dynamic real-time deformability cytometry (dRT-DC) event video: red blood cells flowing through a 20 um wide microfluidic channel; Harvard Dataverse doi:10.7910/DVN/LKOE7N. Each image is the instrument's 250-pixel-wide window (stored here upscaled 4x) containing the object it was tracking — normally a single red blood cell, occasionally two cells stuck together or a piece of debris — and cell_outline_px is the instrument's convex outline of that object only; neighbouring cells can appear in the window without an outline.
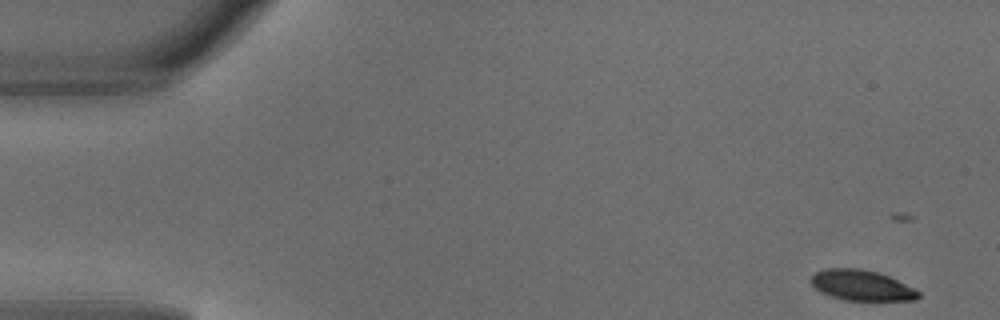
{"species": "common noctule bat (a hibernating species)", "species_latin": "Nyctalus noctula", "temperature_condition": "warm", "stored_images_in_passage": 6, "camera_frame_rate_fps": 3000, "um_per_image_px": 0.085, "animal": {"sex": "male", "body_mass_g": 18.8}, "frame": {"image": 1, "passage_image": 1, "time_ms": 0.0, "image_size_px": [1000, 320], "cell_outline_px": [[920, 296], [916, 300], [844, 300], [820, 292], [808, 280], [816, 272], [824, 268], [860, 268], [876, 272], [888, 276], [920, 292]], "centroid_in_image_um": [73.19, 24.25], "position_along_channel_um": 11.8, "area_um2": 18.9}}
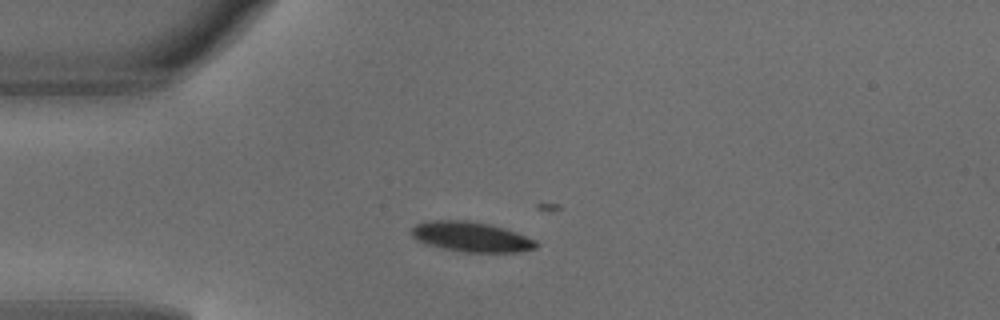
{"frame": {"image": 2, "passage_image": 4, "time_ms": 1.0, "image_size_px": [1000, 320], "cell_outline_px": [[540, 244], [536, 248], [520, 252], [464, 252], [424, 244], [416, 240], [412, 236], [412, 228], [416, 224], [432, 220], [468, 220], [488, 224], [504, 228], [516, 232], [536, 240]], "centroid_in_image_um": [40.07, 20.13], "position_along_channel_um": 44.9, "area_um2": 21.85}}